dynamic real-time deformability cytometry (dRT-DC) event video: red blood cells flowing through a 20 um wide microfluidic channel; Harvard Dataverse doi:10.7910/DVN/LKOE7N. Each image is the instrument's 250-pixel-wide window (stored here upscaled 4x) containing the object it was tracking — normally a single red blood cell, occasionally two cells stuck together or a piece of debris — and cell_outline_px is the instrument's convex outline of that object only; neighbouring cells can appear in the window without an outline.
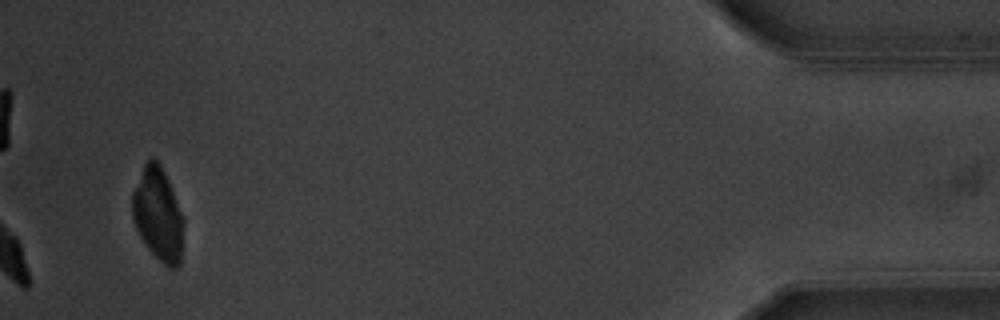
{"species": "common noctule bat (a hibernating species)", "species_latin": "Nyctalus noctula", "temperature_condition": "warm", "stored_images_in_passage": 42, "camera_frame_rate_fps": 3000, "um_per_image_px": 0.085, "animal": {"sex": "male", "body_mass_g": 20.1, "forearm_length_mm": 53.5}, "frame": {"image": 1, "passage_image": 42, "time_ms": 13.667, "image_size_px": [1000, 320], "cell_outline_px": [[184, 220], [180, 264], [176, 268], [168, 268], [144, 244], [136, 228], [132, 216], [132, 192], [144, 164], [152, 156], [160, 164], [168, 180]], "centroid_in_image_um": [13.42, 18.22], "position_along_channel_um": 421.8, "area_um2": 27.63}}